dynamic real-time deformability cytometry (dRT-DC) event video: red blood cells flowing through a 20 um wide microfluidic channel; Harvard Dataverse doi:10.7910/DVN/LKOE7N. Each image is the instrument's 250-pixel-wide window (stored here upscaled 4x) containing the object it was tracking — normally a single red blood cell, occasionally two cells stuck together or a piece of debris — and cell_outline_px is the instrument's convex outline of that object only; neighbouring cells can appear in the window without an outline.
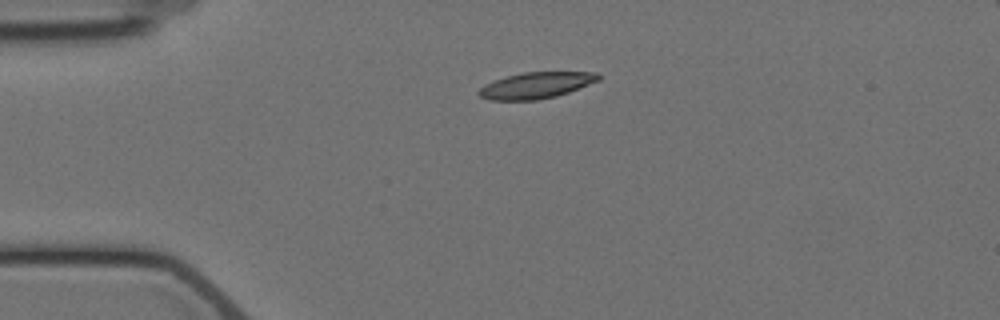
{"species": "Egyptian fruit bat (a non-hibernating species)", "species_latin": "Rousettus aegyptiacus", "temperature_condition": "cold", "stored_images_in_passage": 3, "camera_frame_rate_fps": 3000, "um_per_image_px": 0.085, "animal": {"sex": "female"}, "frame": {"image": 1, "passage_image": 1, "time_ms": 0.0, "image_size_px": [1000, 320], "cell_outline_px": [[600, 80], [568, 92], [556, 96], [536, 100], [488, 100], [480, 96], [476, 92], [480, 88], [496, 80], [508, 76], [524, 72], [600, 72]], "centroid_in_image_um": [45.59, 7.25], "position_along_channel_um": 39.4, "area_um2": 18.09}}
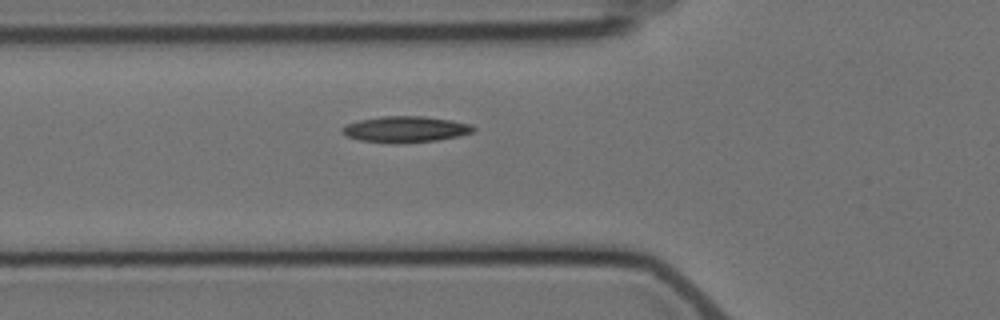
{"frame": {"image": 2, "passage_image": 3, "time_ms": 2.333, "image_size_px": [1000, 320], "cell_outline_px": [[476, 128], [472, 132], [456, 136], [436, 140], [396, 144], [360, 140], [348, 136], [340, 132], [340, 128], [344, 124], [360, 120], [380, 116], [424, 116], [452, 120], [472, 124]], "centroid_in_image_um": [34.42, 10.98], "position_along_channel_um": 91.4, "area_um2": 20.06}}